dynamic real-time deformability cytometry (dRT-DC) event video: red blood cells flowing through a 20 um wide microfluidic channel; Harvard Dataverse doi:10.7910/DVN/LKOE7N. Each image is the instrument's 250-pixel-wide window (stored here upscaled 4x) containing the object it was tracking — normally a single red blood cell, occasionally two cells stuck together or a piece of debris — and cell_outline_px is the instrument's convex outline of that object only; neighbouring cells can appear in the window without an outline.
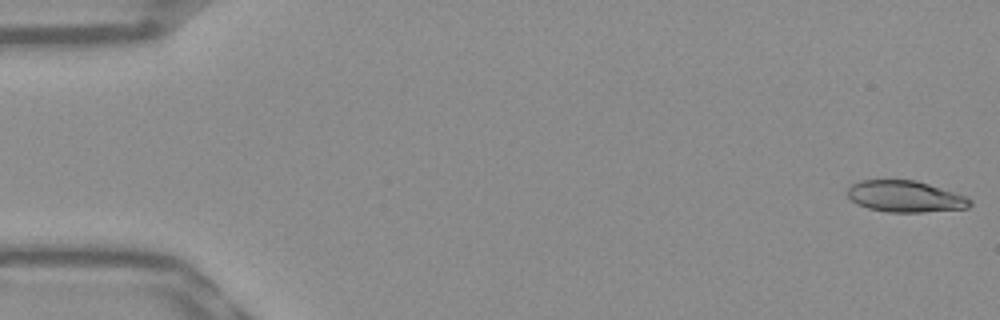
{"species": "Egyptian fruit bat (a non-hibernating species)", "species_latin": "Rousettus aegyptiacus", "temperature_condition": "warm", "stored_images_in_passage": 52, "camera_frame_rate_fps": 3000, "um_per_image_px": 0.085, "frame": {"image": 1, "passage_image": 1, "time_ms": 0.0, "image_size_px": [1000, 320], "cell_outline_px": [[972, 204], [968, 208], [924, 212], [888, 212], [868, 208], [856, 204], [848, 196], [848, 188], [852, 184], [860, 180], [916, 180], [968, 196], [972, 200]], "centroid_in_image_um": [76.98, 16.7], "position_along_channel_um": 8.0, "area_um2": 22.54}}
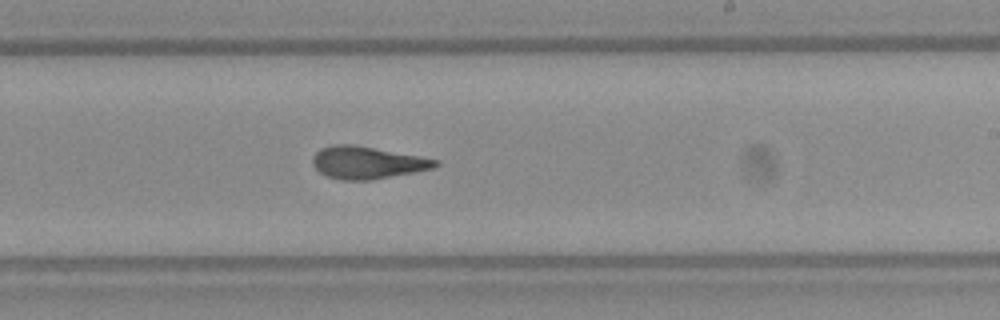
{"frame": {"image": 2, "passage_image": 31, "time_ms": 10.0, "image_size_px": [1000, 320], "cell_outline_px": [[440, 164], [436, 168], [372, 180], [340, 180], [328, 176], [320, 172], [312, 164], [312, 156], [320, 148], [332, 144], [352, 144], [420, 156], [440, 160]], "centroid_in_image_um": [31.23, 13.82], "position_along_channel_um": 257.8, "area_um2": 23.29}}
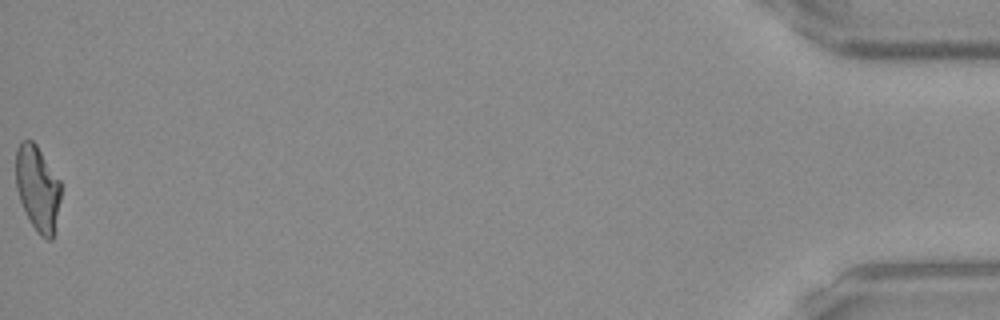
{"frame": {"image": 3, "passage_image": 52, "time_ms": 17.0, "image_size_px": [1000, 320], "cell_outline_px": [[60, 200], [56, 232], [52, 240], [48, 240], [40, 236], [36, 232], [20, 200], [16, 188], [16, 148], [20, 140], [32, 140], [36, 144], [60, 180]], "centroid_in_image_um": [3.21, 16.03], "position_along_channel_um": 432.0, "area_um2": 22.6}, "authors_computed_cell_mechanics": {"area_um2": 22.9177, "velocity_mm_per_s": 3.9227, "shape_relaxation_time_tau1_ms": null, "shape_relaxation_time_tau2_ms": 2.541, "deformation_change_tau1": null, "deformation_change_tau2": 0.1213}}